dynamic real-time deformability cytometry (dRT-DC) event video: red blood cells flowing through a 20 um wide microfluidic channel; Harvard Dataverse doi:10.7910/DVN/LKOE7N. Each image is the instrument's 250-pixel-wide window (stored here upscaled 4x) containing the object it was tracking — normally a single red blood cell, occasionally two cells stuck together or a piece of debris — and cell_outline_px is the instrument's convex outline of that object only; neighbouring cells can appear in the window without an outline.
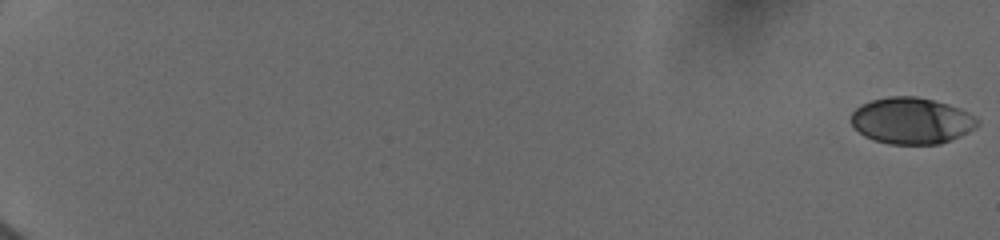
{"species": "human", "species_latin": "Homo sapiens", "temperature_condition": "cold", "stored_images_in_passage": 9, "camera_frame_rate_fps": 3000, "um_per_image_px": 0.085, "donor": {"sex": "female"}, "frame": {"image": 1, "passage_image": 1, "time_ms": 0.0, "image_size_px": [1000, 240], "cell_outline_px": [[980, 124], [976, 128], [960, 136], [940, 144], [888, 144], [872, 140], [864, 136], [852, 124], [852, 112], [860, 104], [872, 100], [888, 96], [916, 96], [948, 104], [960, 108], [980, 120]], "centroid_in_image_um": [77.49, 10.26], "position_along_channel_um": 7.5, "area_um2": 34.28}}
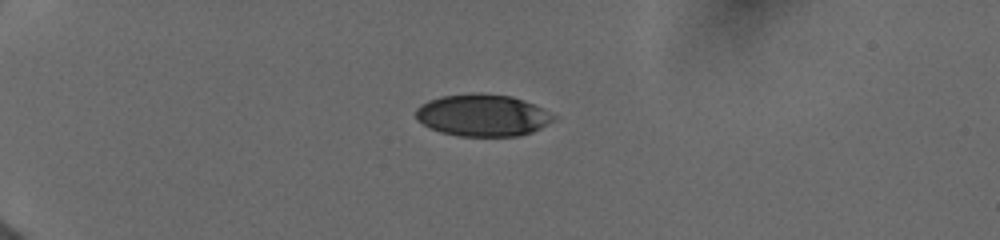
{"frame": {"image": 2, "passage_image": 7, "time_ms": 5.333, "image_size_px": [1000, 240], "cell_outline_px": [[560, 116], [556, 120], [532, 132], [520, 136], [460, 136], [440, 132], [416, 120], [416, 108], [420, 104], [428, 100], [440, 96], [472, 92], [480, 92], [512, 96], [524, 100], [544, 108]], "centroid_in_image_um": [41.07, 9.78], "position_along_channel_um": 43.9, "area_um2": 34.33}}